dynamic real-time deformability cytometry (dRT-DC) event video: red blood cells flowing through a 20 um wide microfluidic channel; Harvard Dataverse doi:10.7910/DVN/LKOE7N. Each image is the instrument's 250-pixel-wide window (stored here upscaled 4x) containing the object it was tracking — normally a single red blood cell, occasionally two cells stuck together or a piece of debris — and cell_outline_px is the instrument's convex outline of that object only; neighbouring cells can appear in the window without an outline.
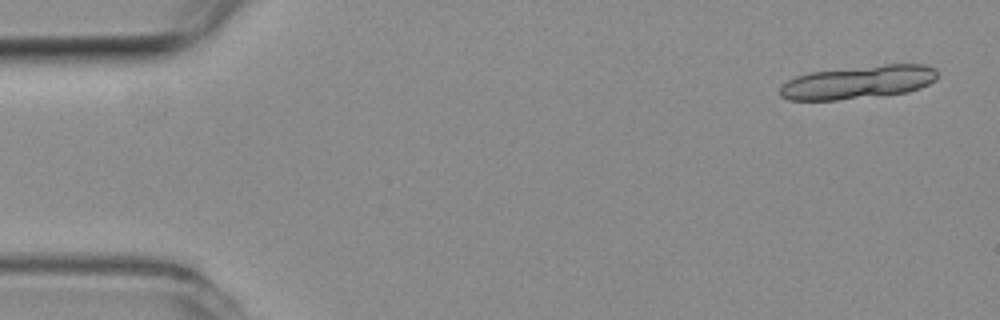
{"species": "common noctule bat (a hibernating species)", "species_latin": "Nyctalus noctula", "temperature_condition": "room temperature", "stored_images_in_passage": 18, "camera_frame_rate_fps": 3000, "um_per_image_px": 0.085, "animal": {"sex": "female", "body_mass_g": 19.3, "forearm_length_mm": 54.1}, "frame": {"image": 1, "passage_image": 3, "time_ms": 0.667, "image_size_px": [1000, 320], "cell_outline_px": [[936, 80], [920, 88], [908, 92], [836, 100], [788, 100], [780, 96], [780, 84], [796, 76], [812, 72], [888, 64], [924, 64], [936, 68]], "centroid_in_image_um": [72.93, 6.99], "position_along_channel_um": 12.1, "area_um2": 30.29}}